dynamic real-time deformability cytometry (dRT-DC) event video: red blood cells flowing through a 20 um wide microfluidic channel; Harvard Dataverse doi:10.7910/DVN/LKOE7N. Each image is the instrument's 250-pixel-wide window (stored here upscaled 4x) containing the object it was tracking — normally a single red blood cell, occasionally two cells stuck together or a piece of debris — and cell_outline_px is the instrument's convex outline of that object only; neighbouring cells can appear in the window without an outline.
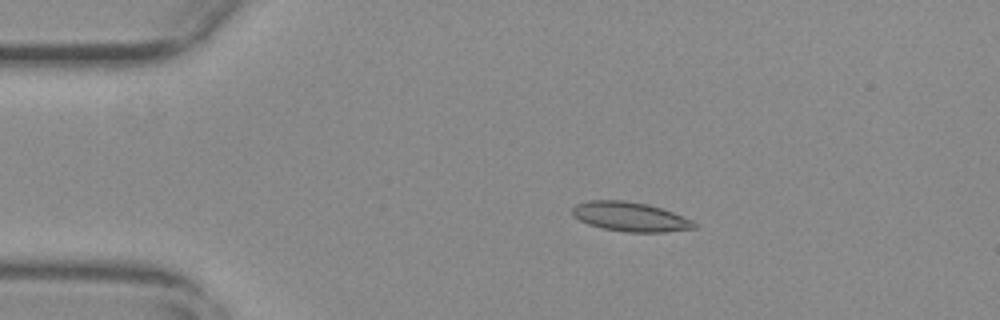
{"species": "common noctule bat (a hibernating species)", "species_latin": "Nyctalus noctula", "temperature_condition": "warm", "stored_images_in_passage": 45, "camera_frame_rate_fps": 3000, "um_per_image_px": 0.085, "animal": {"sex": "female", "body_mass_g": 29.2, "forearm_length_mm": 56.3}, "frame": {"image": 1, "passage_image": 1, "time_ms": 0.0, "image_size_px": [1000, 320], "cell_outline_px": [[696, 228], [664, 232], [628, 232], [604, 228], [588, 224], [572, 216], [572, 208], [576, 204], [588, 200], [624, 200], [648, 204], [672, 212], [692, 220], [696, 224]], "centroid_in_image_um": [53.54, 18.41], "position_along_channel_um": 31.5, "area_um2": 20.75}}
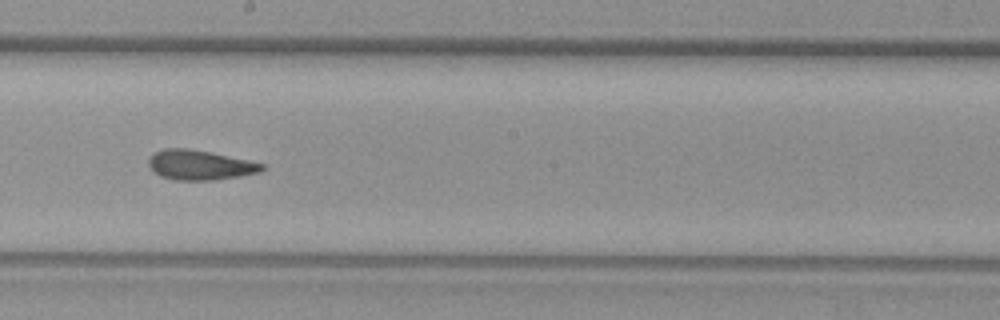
{"frame": {"image": 2, "passage_image": 21, "time_ms": 6.667, "image_size_px": [1000, 320], "cell_outline_px": [[264, 168], [260, 172], [240, 176], [216, 180], [176, 180], [160, 176], [152, 172], [148, 164], [148, 160], [156, 152], [164, 148], [188, 148], [212, 152], [248, 160], [264, 164]], "centroid_in_image_um": [16.98, 14.03], "position_along_channel_um": 231.2, "area_um2": 19.77}}
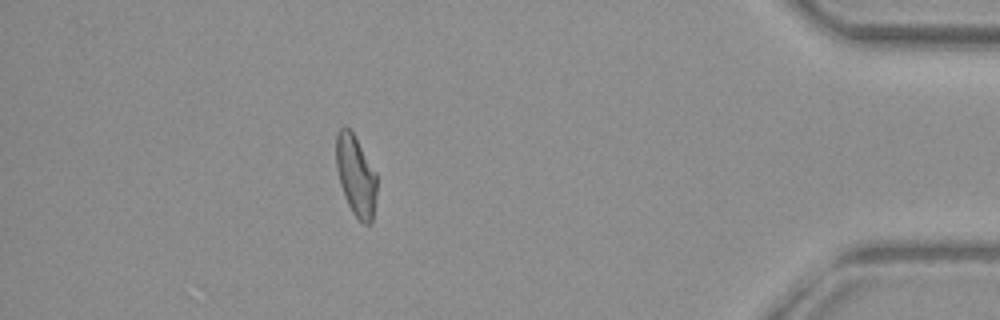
{"frame": {"image": 3, "passage_image": 39, "time_ms": 12.667, "image_size_px": [1000, 320], "cell_outline_px": [[376, 196], [372, 224], [364, 224], [352, 212], [344, 196], [340, 184], [336, 168], [336, 132], [340, 128], [348, 128], [352, 132], [376, 172]], "centroid_in_image_um": [30.24, 14.95], "position_along_channel_um": 405.0, "area_um2": 19.02}, "authors_computed_cell_mechanics": {"area_um2": 19.7676, "velocity_mm_per_s": 3.7476, "shape_relaxation_time_tau1_ms": null, "shape_relaxation_time_tau2_ms": 3.2651, "deformation_change_tau1": null, "deformation_change_tau2": 0.0977}}